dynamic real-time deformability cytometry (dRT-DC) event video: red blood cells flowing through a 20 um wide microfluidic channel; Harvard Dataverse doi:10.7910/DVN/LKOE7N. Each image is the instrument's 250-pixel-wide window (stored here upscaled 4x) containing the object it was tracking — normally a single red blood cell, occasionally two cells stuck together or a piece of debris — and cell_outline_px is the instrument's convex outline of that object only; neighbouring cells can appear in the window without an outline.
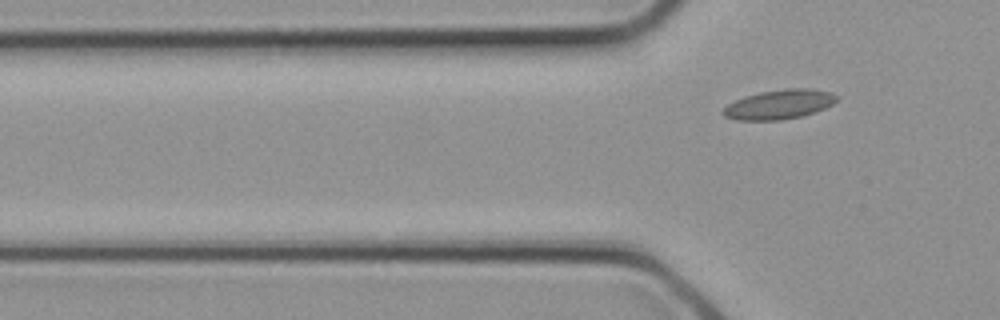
{"species": "common noctule bat (a hibernating species)", "species_latin": "Nyctalus noctula", "temperature_condition": "cold", "stored_images_in_passage": 2, "camera_frame_rate_fps": 3000, "um_per_image_px": 0.085, "animal": {"sex": "female", "body_mass_g": 21.9}, "frame": {"image": 1, "passage_image": 2, "time_ms": 0.333, "image_size_px": [1000, 320], "cell_outline_px": [[840, 100], [824, 108], [800, 116], [780, 120], [736, 120], [724, 116], [720, 112], [728, 104], [744, 96], [760, 92], [788, 88], [812, 88], [832, 92], [840, 96]], "centroid_in_image_um": [66.26, 8.86], "position_along_channel_um": 59.5, "area_um2": 19.59}}